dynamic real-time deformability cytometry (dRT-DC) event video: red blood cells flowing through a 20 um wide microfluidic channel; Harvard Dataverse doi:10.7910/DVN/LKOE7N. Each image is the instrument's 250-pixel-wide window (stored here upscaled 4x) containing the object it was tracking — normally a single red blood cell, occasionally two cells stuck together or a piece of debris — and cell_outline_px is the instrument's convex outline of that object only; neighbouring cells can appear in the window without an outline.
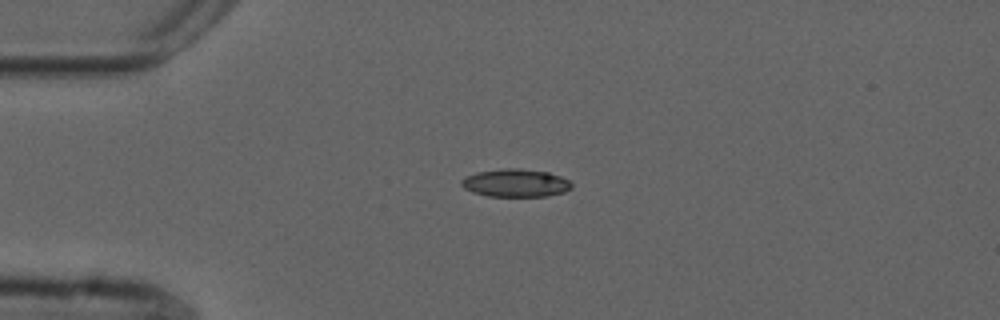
{"species": "common noctule bat (a hibernating species)", "species_latin": "Nyctalus noctula", "temperature_condition": "cold", "stored_images_in_passage": 42, "camera_frame_rate_fps": 3000, "um_per_image_px": 0.085, "animal": {"sex": "male", "forearm_length_mm": 52.5}, "frame": {"image": 1, "passage_image": 1, "time_ms": 0.0, "image_size_px": [1000, 320], "cell_outline_px": [[572, 188], [564, 192], [548, 196], [488, 196], [472, 192], [464, 188], [460, 184], [460, 180], [464, 176], [476, 172], [500, 168], [520, 168], [548, 172], [560, 176], [568, 180], [572, 184]], "centroid_in_image_um": [43.79, 15.54], "position_along_channel_um": 41.2, "area_um2": 18.15}}
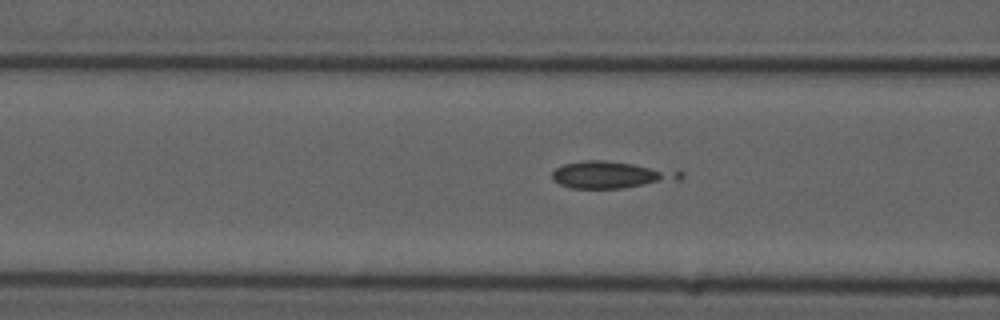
{"frame": {"image": 2, "passage_image": 9, "time_ms": 2.667, "image_size_px": [1000, 320], "cell_outline_px": [[684, 176], [680, 180], [620, 188], [572, 188], [560, 184], [552, 180], [552, 172], [556, 168], [564, 164], [584, 160], [604, 160], [632, 164], [684, 172]], "centroid_in_image_um": [51.92, 14.86], "position_along_channel_um": 114.7, "area_um2": 19.83}}
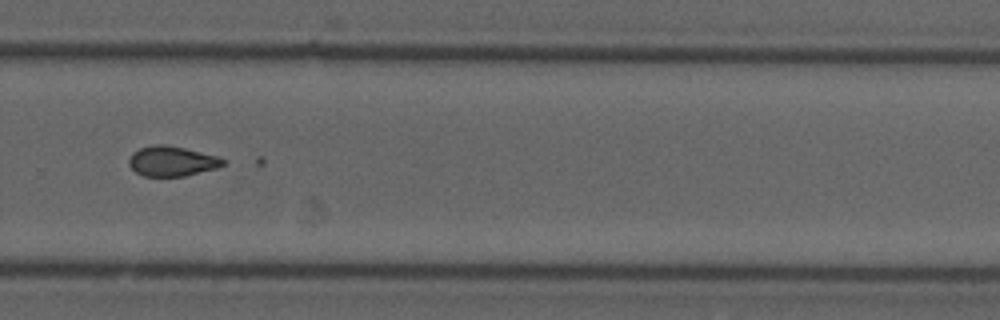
{"frame": {"image": 3, "passage_image": 25, "time_ms": 8.0, "image_size_px": [1000, 320], "cell_outline_px": [[228, 160], [224, 164], [216, 168], [184, 176], [144, 176], [136, 172], [128, 164], [128, 160], [132, 152], [140, 148], [152, 144], [160, 144], [184, 148], [216, 156]], "centroid_in_image_um": [14.59, 13.7], "position_along_channel_um": 315.2, "area_um2": 16.36}}